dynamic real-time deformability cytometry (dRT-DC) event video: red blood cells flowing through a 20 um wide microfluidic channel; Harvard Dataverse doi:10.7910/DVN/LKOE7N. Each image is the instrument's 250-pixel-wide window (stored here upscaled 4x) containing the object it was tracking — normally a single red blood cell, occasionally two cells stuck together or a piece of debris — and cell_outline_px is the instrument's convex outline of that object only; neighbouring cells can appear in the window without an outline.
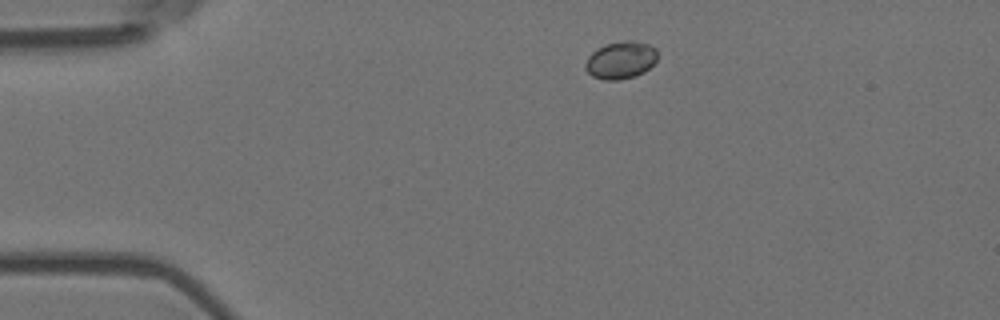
{"species": "Egyptian fruit bat (a non-hibernating species)", "species_latin": "Rousettus aegyptiacus", "temperature_condition": "room temperature", "stored_images_in_passage": 45, "camera_frame_rate_fps": 3000, "um_per_image_px": 0.085, "animal": {"sex": "female"}, "frame": {"image": 1, "passage_image": 1, "time_ms": 0.0, "image_size_px": [1000, 320], "cell_outline_px": [[656, 60], [644, 72], [636, 76], [616, 80], [604, 80], [592, 76], [584, 68], [584, 64], [588, 56], [592, 52], [608, 44], [628, 40], [632, 40], [648, 44], [656, 48]], "centroid_in_image_um": [52.75, 5.12], "position_along_channel_um": 32.3, "area_um2": 15.55}}
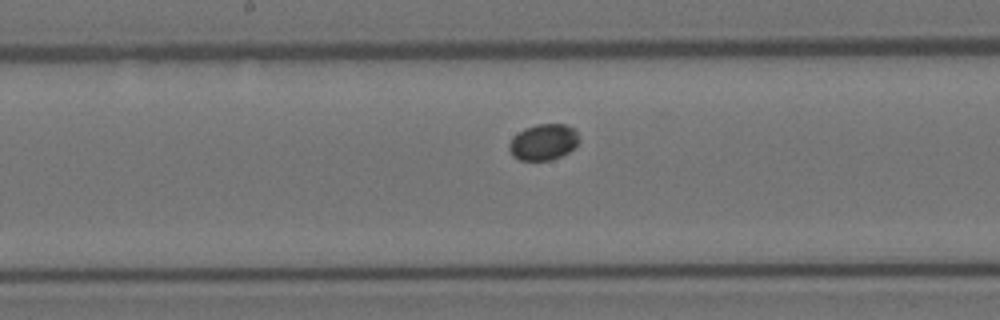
{"frame": {"image": 2, "passage_image": 19, "time_ms": 6.0, "image_size_px": [1000, 320], "cell_outline_px": [[580, 140], [568, 152], [560, 156], [548, 160], [520, 160], [512, 156], [508, 148], [508, 144], [512, 136], [524, 128], [536, 124], [568, 124], [576, 128]], "centroid_in_image_um": [46.18, 12.05], "position_along_channel_um": 202.0, "area_um2": 14.91}}
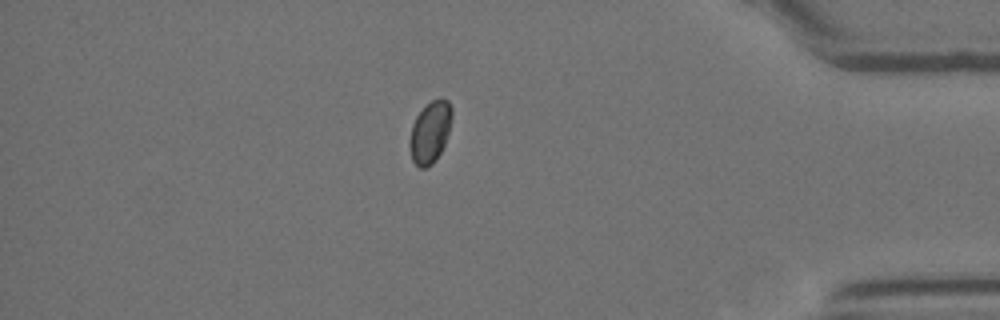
{"frame": {"image": 3, "passage_image": 38, "time_ms": 12.333, "image_size_px": [1000, 320], "cell_outline_px": [[452, 116], [448, 132], [444, 144], [436, 160], [432, 164], [424, 168], [420, 168], [412, 160], [408, 144], [408, 140], [412, 124], [416, 116], [432, 100], [440, 96], [448, 100], [452, 108]], "centroid_in_image_um": [36.54, 11.22], "position_along_channel_um": 398.7, "area_um2": 15.26}}